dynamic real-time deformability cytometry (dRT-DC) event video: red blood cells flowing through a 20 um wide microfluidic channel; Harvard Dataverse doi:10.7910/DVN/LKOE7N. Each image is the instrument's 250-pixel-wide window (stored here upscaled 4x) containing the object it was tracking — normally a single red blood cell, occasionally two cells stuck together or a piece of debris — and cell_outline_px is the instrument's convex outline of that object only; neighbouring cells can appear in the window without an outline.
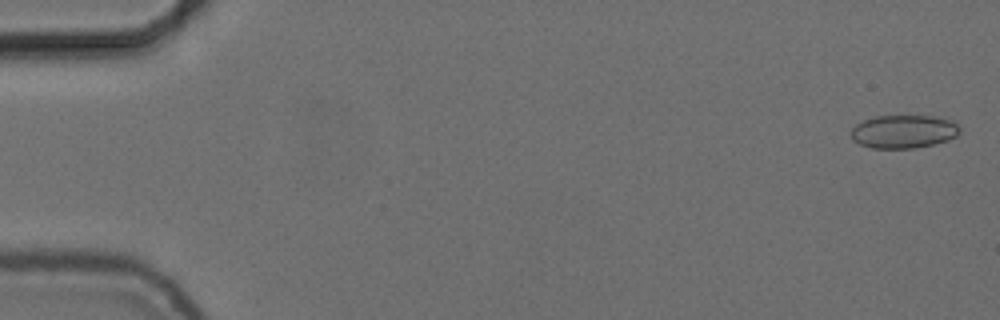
{"species": "common noctule bat (a hibernating species)", "species_latin": "Nyctalus noctula", "temperature_condition": "cold", "stored_images_in_passage": 16, "camera_frame_rate_fps": 3000, "um_per_image_px": 0.085, "animal": {"sex": "female", "body_mass_g": 24.6, "forearm_length_mm": 56.2}, "frame": {"image": 1, "passage_image": 2, "time_ms": 0.333, "image_size_px": [1000, 320], "cell_outline_px": [[960, 132], [956, 136], [948, 140], [936, 144], [916, 148], [872, 148], [860, 144], [852, 140], [852, 128], [856, 124], [864, 120], [876, 116], [932, 116], [956, 120], [960, 128]], "centroid_in_image_um": [76.86, 11.18], "position_along_channel_um": 8.1, "area_um2": 21.27}}
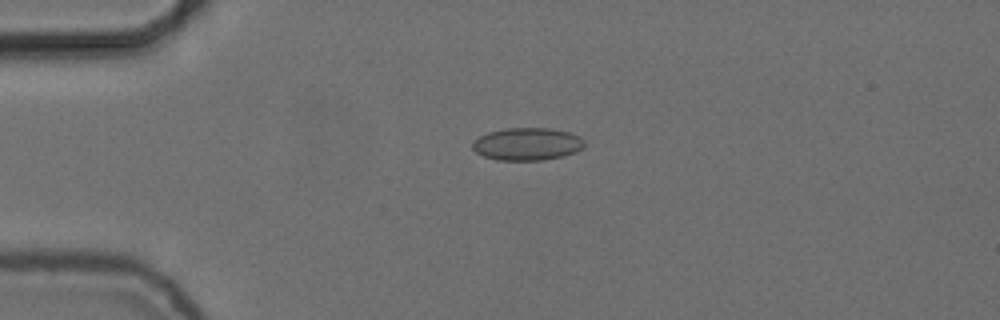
{"frame": {"image": 2, "passage_image": 14, "time_ms": 4.333, "image_size_px": [1000, 320], "cell_outline_px": [[584, 144], [576, 152], [564, 156], [544, 160], [496, 160], [484, 156], [476, 152], [472, 148], [472, 144], [480, 136], [488, 132], [504, 128], [548, 128], [568, 132], [580, 136], [584, 140]], "centroid_in_image_um": [44.81, 12.24], "position_along_channel_um": 40.2, "area_um2": 21.21}}